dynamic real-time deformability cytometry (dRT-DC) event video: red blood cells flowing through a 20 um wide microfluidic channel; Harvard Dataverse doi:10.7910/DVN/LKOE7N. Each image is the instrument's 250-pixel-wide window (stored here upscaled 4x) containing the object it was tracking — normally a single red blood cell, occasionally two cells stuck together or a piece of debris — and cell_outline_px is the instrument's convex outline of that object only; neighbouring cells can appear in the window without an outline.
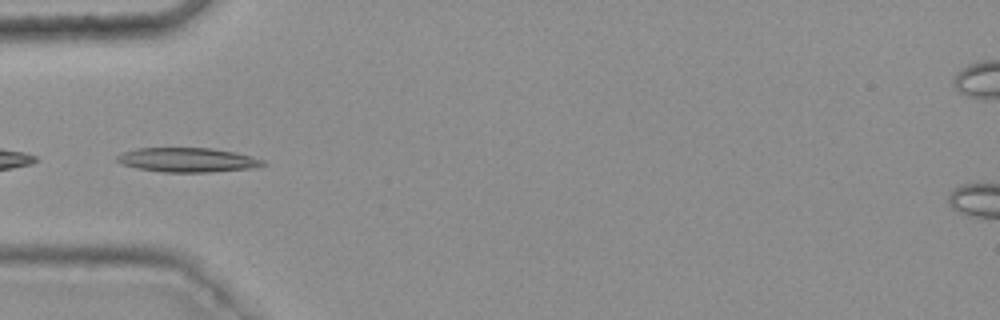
{"species": "common noctule bat (a hibernating species)", "species_latin": "Nyctalus noctula", "temperature_condition": "warm", "stored_images_in_passage": 16, "camera_frame_rate_fps": 3000, "um_per_image_px": 0.085, "animal": {"sex": "female", "body_mass_g": 25.1}, "frame": {"image": 1, "passage_image": 1, "time_ms": 0.0, "image_size_px": [1000, 320], "cell_outline_px": [[268, 164], [252, 168], [208, 172], [164, 172], [136, 168], [120, 164], [116, 160], [116, 156], [124, 152], [140, 148], [212, 148], [252, 156], [264, 160]], "centroid_in_image_um": [15.94, 13.6], "position_along_channel_um": 69.1, "area_um2": 20.63}}
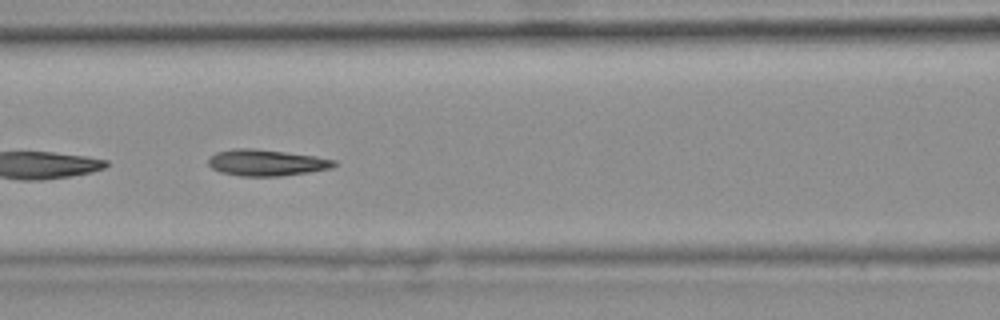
{"frame": {"image": 2, "passage_image": 7, "time_ms": 2.0, "image_size_px": [1000, 320], "cell_outline_px": [[336, 164], [332, 168], [308, 172], [280, 176], [240, 176], [220, 172], [212, 168], [208, 164], [208, 160], [216, 152], [236, 148], [252, 148], [316, 156], [336, 160]], "centroid_in_image_um": [22.64, 13.83], "position_along_channel_um": 144.0, "area_um2": 19.19}}